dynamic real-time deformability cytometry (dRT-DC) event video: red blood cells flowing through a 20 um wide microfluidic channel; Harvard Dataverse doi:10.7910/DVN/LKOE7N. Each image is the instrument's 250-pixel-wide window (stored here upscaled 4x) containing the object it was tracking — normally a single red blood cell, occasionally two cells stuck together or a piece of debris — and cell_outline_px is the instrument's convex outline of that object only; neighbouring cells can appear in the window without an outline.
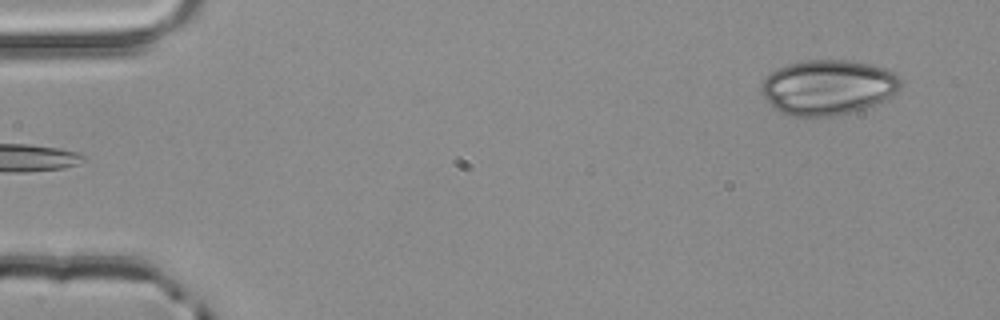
{"species": "common noctule bat (a hibernating species)", "species_latin": "Nyctalus noctula", "temperature_condition": "room temperature", "stored_images_in_passage": 4, "camera_frame_rate_fps": 3000, "um_per_image_px": 0.085, "animal": {"sex": "male", "body_mass_g": 20.4}, "frame": {"image": 1, "passage_image": 4, "time_ms": 1.0, "image_size_px": [1000, 320], "cell_outline_px": [[904, 84], [896, 92], [884, 100], [864, 108], [832, 116], [792, 116], [780, 112], [772, 108], [760, 92], [760, 88], [764, 80], [772, 72], [788, 64], [808, 60], [848, 60], [868, 64], [884, 68], [896, 72], [904, 80]], "centroid_in_image_um": [70.4, 7.42], "position_along_channel_um": 14.6, "area_um2": 44.74}}